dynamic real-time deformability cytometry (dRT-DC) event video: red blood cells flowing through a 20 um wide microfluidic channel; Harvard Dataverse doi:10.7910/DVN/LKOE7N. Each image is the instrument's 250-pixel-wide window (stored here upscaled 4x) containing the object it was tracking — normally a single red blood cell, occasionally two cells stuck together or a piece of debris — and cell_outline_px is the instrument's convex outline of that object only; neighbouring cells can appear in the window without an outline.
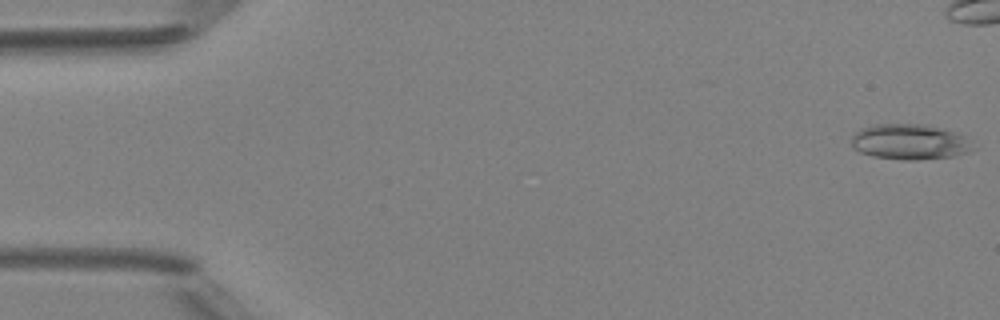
{"species": "Egyptian fruit bat (a non-hibernating species)", "species_latin": "Rousettus aegyptiacus", "temperature_condition": "room temperature", "stored_images_in_passage": 12, "camera_frame_rate_fps": 3000, "um_per_image_px": 0.085, "animal": {"sex": "female"}, "frame": {"image": 1, "passage_image": 1, "time_ms": 0.0, "image_size_px": [1000, 320], "cell_outline_px": [[976, 148], [968, 152], [952, 156], [916, 160], [900, 160], [872, 156], [860, 152], [852, 148], [852, 136], [860, 128], [872, 124], [928, 124], [960, 132], [972, 140]], "centroid_in_image_um": [77.38, 12.04], "position_along_channel_um": 7.6, "area_um2": 25.78}}